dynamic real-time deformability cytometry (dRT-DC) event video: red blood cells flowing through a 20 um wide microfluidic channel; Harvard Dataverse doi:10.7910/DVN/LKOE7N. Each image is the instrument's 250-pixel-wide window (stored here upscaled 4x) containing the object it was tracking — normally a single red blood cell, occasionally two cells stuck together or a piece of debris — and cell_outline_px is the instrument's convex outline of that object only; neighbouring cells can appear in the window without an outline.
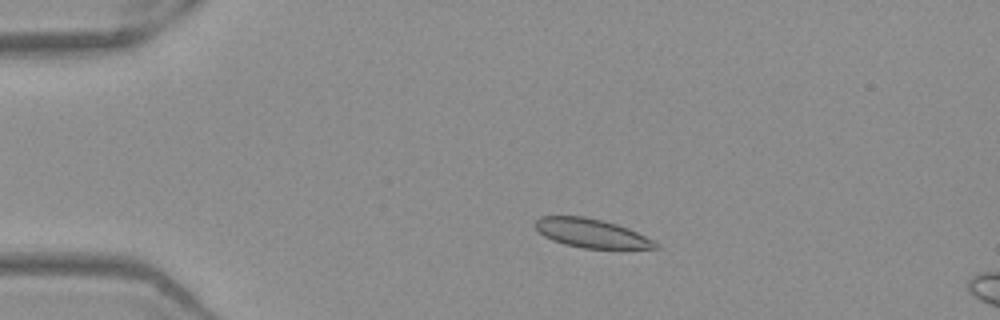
{"species": "Egyptian fruit bat (a non-hibernating species)", "species_latin": "Rousettus aegyptiacus", "temperature_condition": "warm", "stored_images_in_passage": 16, "camera_frame_rate_fps": 3000, "um_per_image_px": 0.085, "frame": {"image": 1, "passage_image": 10, "time_ms": 3.0, "image_size_px": [1000, 320], "cell_outline_px": [[660, 248], [584, 248], [564, 244], [552, 240], [544, 236], [532, 224], [540, 216], [584, 216], [616, 224], [628, 228], [652, 240]], "centroid_in_image_um": [50.19, 19.81], "position_along_channel_um": 34.8, "area_um2": 19.88}}